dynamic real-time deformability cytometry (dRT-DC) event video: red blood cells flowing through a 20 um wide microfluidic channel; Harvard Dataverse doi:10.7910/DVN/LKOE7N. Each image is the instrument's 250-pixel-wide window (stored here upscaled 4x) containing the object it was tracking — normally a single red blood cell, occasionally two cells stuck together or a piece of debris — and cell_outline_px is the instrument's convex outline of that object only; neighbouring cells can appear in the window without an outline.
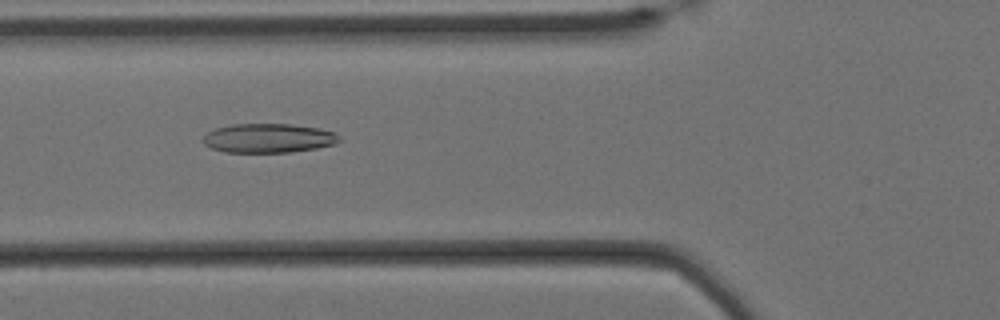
{"species": "Egyptian fruit bat (a non-hibernating species)", "species_latin": "Rousettus aegyptiacus", "temperature_condition": "cold", "stored_images_in_passage": 59, "camera_frame_rate_fps": 3000, "um_per_image_px": 0.085, "animal": {"sex": "female"}, "frame": {"image": 1, "passage_image": 21, "time_ms": 6.667, "image_size_px": [1000, 320], "cell_outline_px": [[344, 140], [336, 144], [316, 148], [292, 152], [224, 152], [212, 148], [204, 144], [204, 136], [208, 132], [216, 128], [232, 124], [292, 124], [320, 128], [336, 132]], "centroid_in_image_um": [22.9, 11.74], "position_along_channel_um": 102.9, "area_um2": 23.35}}
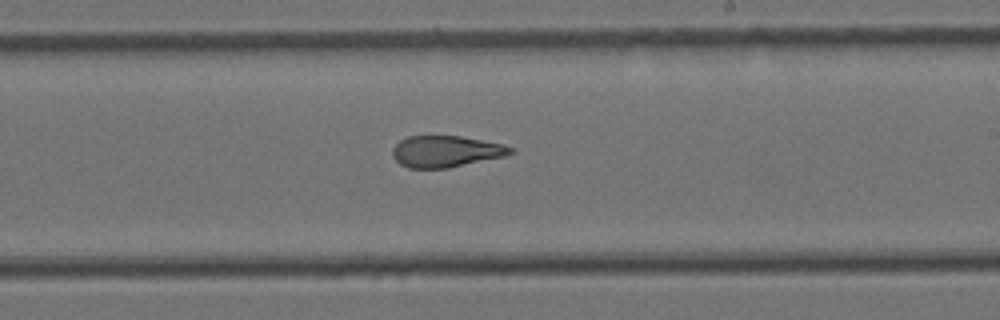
{"frame": {"image": 2, "passage_image": 34, "time_ms": 11.0, "image_size_px": [1000, 320], "cell_outline_px": [[516, 152], [504, 156], [448, 168], [408, 168], [400, 164], [392, 156], [392, 148], [400, 140], [408, 136], [460, 136], [504, 144], [512, 148]], "centroid_in_image_um": [37.89, 12.87], "position_along_channel_um": 251.1, "area_um2": 21.62}}
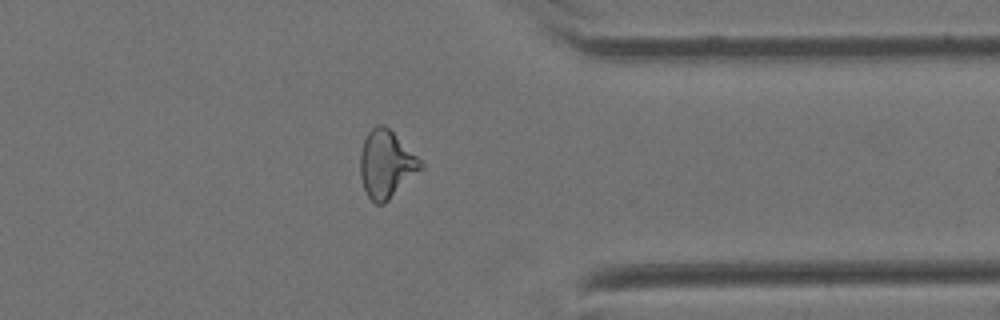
{"frame": {"image": 3, "passage_image": 46, "time_ms": 15.0, "image_size_px": [1000, 320], "cell_outline_px": [[424, 168], [384, 204], [376, 204], [368, 196], [364, 188], [360, 176], [360, 152], [364, 140], [368, 132], [376, 124], [384, 124], [424, 164]], "centroid_in_image_um": [32.82, 13.97], "position_along_channel_um": 378.6, "area_um2": 23.58}, "authors_computed_cell_mechanics": {"area_um2": 23.6402, "velocity_mm_per_s": 3.4083, "shape_relaxation_time_tau1_ms": null, "shape_relaxation_time_tau2_ms": 2.6778, "deformation_change_tau1": null, "deformation_change_tau2": 0.1142}}